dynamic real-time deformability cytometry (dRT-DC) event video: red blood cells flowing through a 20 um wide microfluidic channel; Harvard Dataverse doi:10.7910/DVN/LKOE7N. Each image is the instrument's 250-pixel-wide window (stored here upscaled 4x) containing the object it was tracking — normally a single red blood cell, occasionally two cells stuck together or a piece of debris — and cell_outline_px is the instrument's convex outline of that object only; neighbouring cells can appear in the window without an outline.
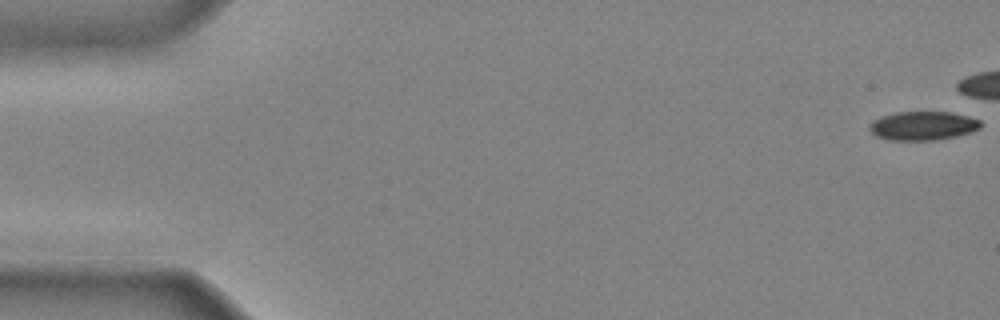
{"species": "common noctule bat (a hibernating species)", "species_latin": "Nyctalus noctula", "temperature_condition": "cold", "stored_images_in_passage": 25, "camera_frame_rate_fps": 3000, "um_per_image_px": 0.085, "animal": {"sex": "male", "body_mass_g": 20.4}, "frame": {"image": 1, "passage_image": 1, "time_ms": 0.0, "image_size_px": [1000, 320], "cell_outline_px": [[980, 128], [956, 136], [936, 140], [888, 140], [876, 136], [868, 128], [868, 124], [872, 120], [880, 116], [896, 112], [952, 112], [968, 116], [980, 120]], "centroid_in_image_um": [78.39, 10.68], "position_along_channel_um": 6.6, "area_um2": 18.73}}
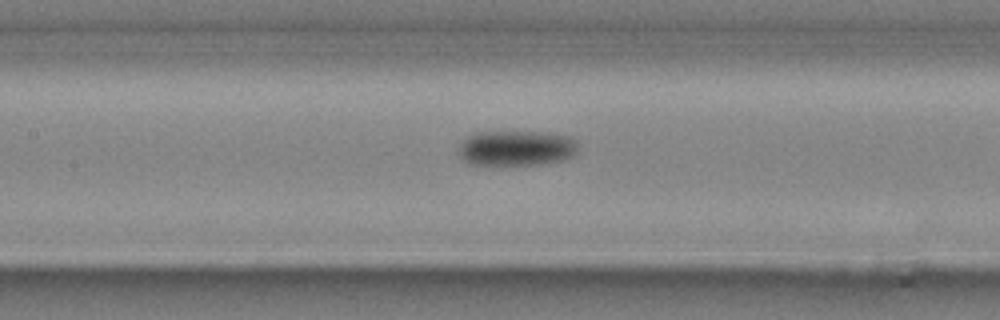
{"frame": {"image": 2, "passage_image": 21, "time_ms": 6.667, "image_size_px": [1000, 320], "cell_outline_px": [[576, 152], [572, 156], [560, 160], [540, 164], [468, 164], [460, 156], [460, 148], [464, 140], [468, 136], [476, 132], [540, 132], [568, 136], [576, 140]], "centroid_in_image_um": [43.89, 12.58], "position_along_channel_um": 163.5, "area_um2": 24.1}}
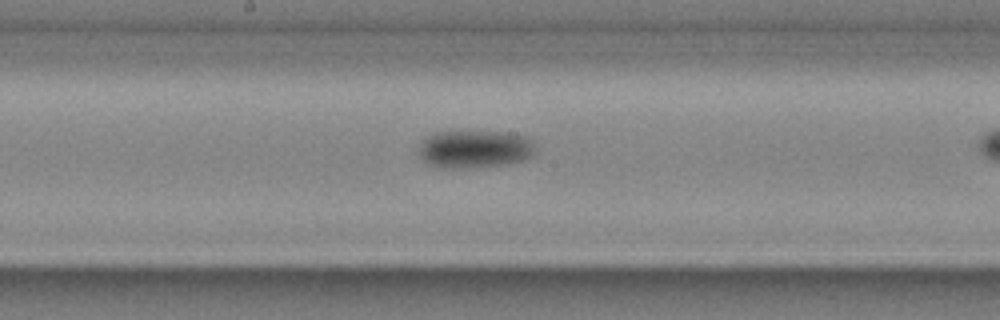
{"frame": {"image": 3, "passage_image": 24, "time_ms": 7.667, "image_size_px": [1000, 320], "cell_outline_px": [[536, 156], [524, 160], [508, 164], [472, 168], [440, 168], [428, 164], [420, 160], [420, 144], [428, 136], [436, 132], [508, 132], [528, 136], [532, 140], [536, 148]], "centroid_in_image_um": [40.42, 12.69], "position_along_channel_um": 207.8, "area_um2": 26.18}}